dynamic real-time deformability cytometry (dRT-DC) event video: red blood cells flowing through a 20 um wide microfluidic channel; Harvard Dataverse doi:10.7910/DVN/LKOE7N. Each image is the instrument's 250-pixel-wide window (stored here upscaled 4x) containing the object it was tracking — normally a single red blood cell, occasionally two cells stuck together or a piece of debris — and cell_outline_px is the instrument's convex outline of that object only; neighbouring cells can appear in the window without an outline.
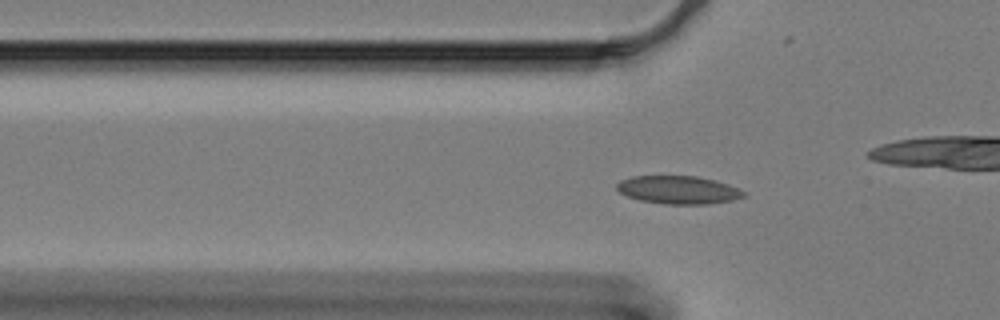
{"species": "Egyptian fruit bat (a non-hibernating species)", "species_latin": "Rousettus aegyptiacus", "temperature_condition": "cold", "stored_images_in_passage": 62, "camera_frame_rate_fps": 3000, "um_per_image_px": 0.085, "animal": {"sex": "female"}, "frame": {"image": 1, "passage_image": 19, "time_ms": 6.0, "image_size_px": [1000, 320], "cell_outline_px": [[748, 192], [744, 196], [732, 200], [708, 204], [664, 204], [640, 200], [628, 196], [620, 192], [616, 188], [616, 184], [620, 180], [632, 176], [696, 176], [728, 184]], "centroid_in_image_um": [57.66, 16.14], "position_along_channel_um": 68.1, "area_um2": 20.69}}
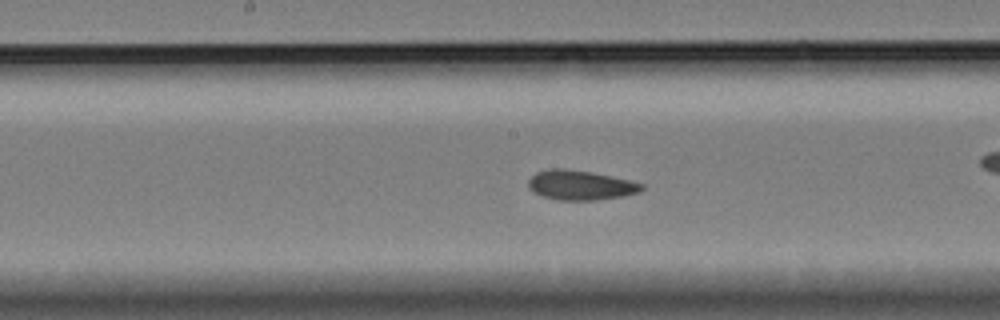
{"frame": {"image": 2, "passage_image": 31, "time_ms": 10.0, "image_size_px": [1000, 320], "cell_outline_px": [[644, 188], [640, 192], [624, 196], [596, 200], [560, 200], [544, 196], [528, 188], [528, 180], [536, 172], [552, 168], [564, 168], [592, 172], [628, 180], [644, 184]], "centroid_in_image_um": [49.35, 15.73], "position_along_channel_um": 198.8, "area_um2": 19.48}}
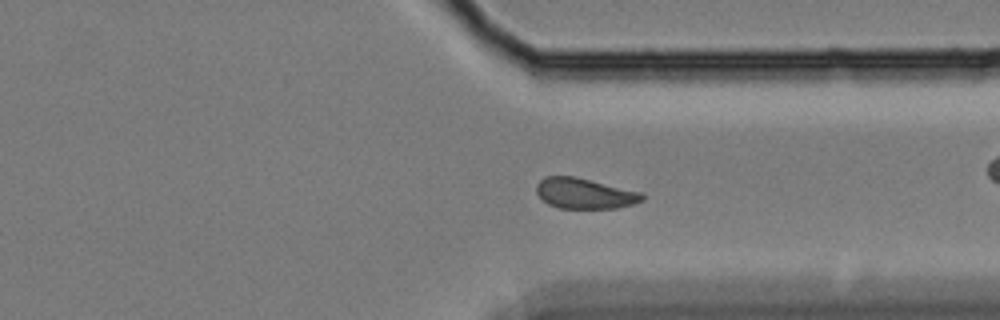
{"frame": {"image": 3, "passage_image": 46, "time_ms": 15.0, "image_size_px": [1000, 320], "cell_outline_px": [[644, 200], [632, 204], [616, 208], [560, 208], [548, 204], [536, 192], [536, 184], [544, 176], [576, 176], [644, 192]], "centroid_in_image_um": [49.72, 16.42], "position_along_channel_um": 361.7, "area_um2": 19.02}, "authors_computed_cell_mechanics": {"area_um2": 19.363, "velocity_mm_per_s": 3.266, "shape_relaxation_time_tau1_ms": null, "shape_relaxation_time_tau2_ms": 2.1706, "deformation_change_tau1": null, "deformation_change_tau2": 0.0484}}